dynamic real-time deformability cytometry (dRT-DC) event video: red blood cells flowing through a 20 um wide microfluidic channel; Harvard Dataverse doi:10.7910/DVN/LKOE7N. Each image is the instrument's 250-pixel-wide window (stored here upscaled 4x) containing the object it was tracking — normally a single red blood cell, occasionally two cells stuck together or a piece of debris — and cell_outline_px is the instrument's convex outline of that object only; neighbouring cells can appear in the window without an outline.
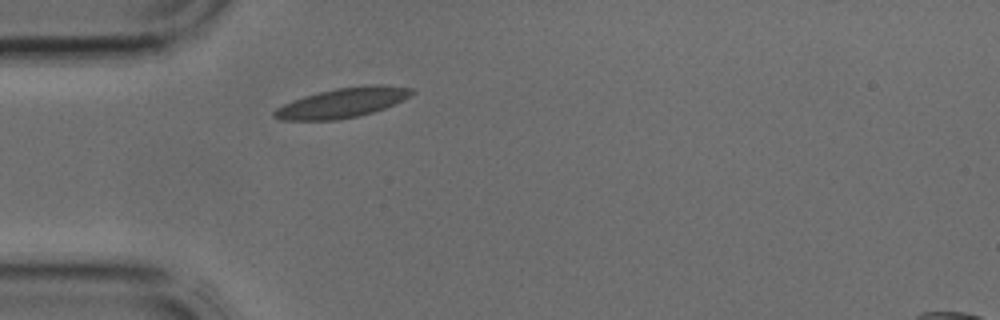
{"species": "common noctule bat (a hibernating species)", "species_latin": "Nyctalus noctula", "temperature_condition": "cold", "stored_images_in_passage": 1, "camera_frame_rate_fps": 3000, "um_per_image_px": 0.085, "animal": {"sex": "male", "body_mass_g": 17.9, "forearm_length_mm": 54.2}, "frame": {"image": 1, "passage_image": 1, "time_ms": 0.0, "image_size_px": [1000, 320], "cell_outline_px": [[416, 92], [412, 96], [404, 100], [384, 108], [360, 116], [336, 120], [280, 120], [272, 116], [272, 112], [276, 108], [292, 100], [304, 96], [336, 88], [372, 84], [380, 84], [412, 88]], "centroid_in_image_um": [29.13, 8.73], "position_along_channel_um": 55.9, "area_um2": 23.99}}